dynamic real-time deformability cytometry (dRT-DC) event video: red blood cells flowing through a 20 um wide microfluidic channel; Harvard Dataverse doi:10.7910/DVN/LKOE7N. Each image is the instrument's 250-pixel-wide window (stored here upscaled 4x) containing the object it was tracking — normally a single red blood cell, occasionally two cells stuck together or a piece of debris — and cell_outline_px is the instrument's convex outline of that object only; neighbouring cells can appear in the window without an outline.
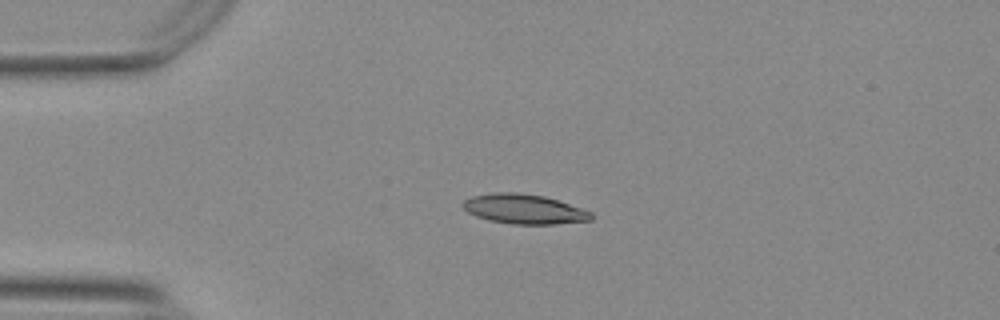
{"species": "Egyptian fruit bat (a non-hibernating species)", "species_latin": "Rousettus aegyptiacus", "temperature_condition": "warm", "stored_images_in_passage": 41, "camera_frame_rate_fps": 3000, "um_per_image_px": 0.085, "animal": {"sex": "female"}, "frame": {"image": 1, "passage_image": 1, "time_ms": 0.0, "image_size_px": [1000, 320], "cell_outline_px": [[592, 220], [556, 224], [512, 224], [488, 220], [476, 216], [468, 212], [460, 204], [464, 200], [472, 196], [492, 192], [516, 192], [544, 196], [592, 212]], "centroid_in_image_um": [44.5, 17.77], "position_along_channel_um": 40.5, "area_um2": 22.14}}
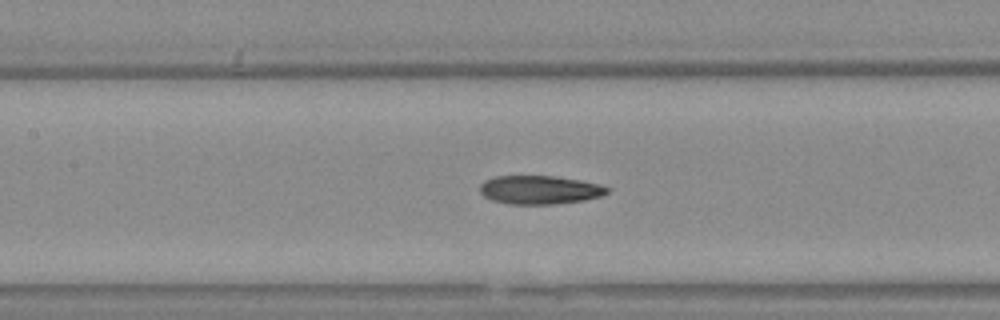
{"frame": {"image": 2, "passage_image": 13, "time_ms": 4.0, "image_size_px": [1000, 320], "cell_outline_px": [[608, 192], [600, 196], [584, 200], [556, 204], [508, 204], [492, 200], [484, 196], [480, 192], [480, 184], [484, 180], [496, 176], [552, 176], [580, 180], [600, 184], [608, 188]], "centroid_in_image_um": [45.84, 16.14], "position_along_channel_um": 161.6, "area_um2": 21.15}}
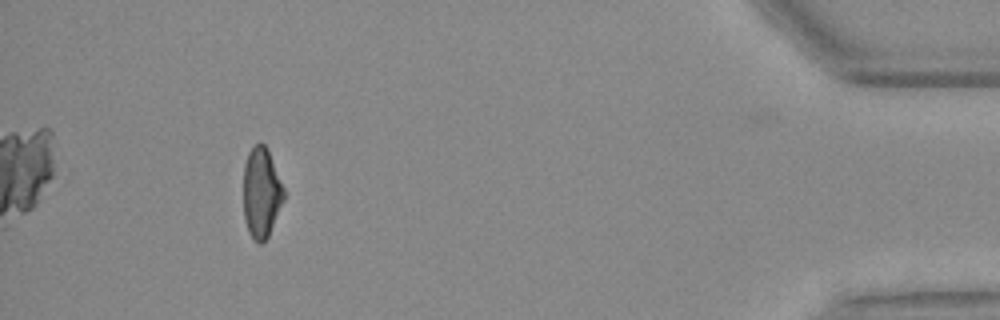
{"frame": {"image": 3, "passage_image": 36, "time_ms": 11.667, "image_size_px": [1000, 320], "cell_outline_px": [[284, 200], [268, 236], [260, 244], [256, 244], [248, 232], [244, 220], [244, 164], [248, 152], [260, 140], [268, 148], [284, 188]], "centroid_in_image_um": [22.21, 16.37], "position_along_channel_um": 413.0, "area_um2": 21.44}, "authors_computed_cell_mechanics": {"area_um2": 21.7328, "velocity_mm_per_s": 3.7568, "shape_relaxation_time_tau1_ms": null, "shape_relaxation_time_tau2_ms": 5.1405, "deformation_change_tau1": null, "deformation_change_tau2": 0.1325}}